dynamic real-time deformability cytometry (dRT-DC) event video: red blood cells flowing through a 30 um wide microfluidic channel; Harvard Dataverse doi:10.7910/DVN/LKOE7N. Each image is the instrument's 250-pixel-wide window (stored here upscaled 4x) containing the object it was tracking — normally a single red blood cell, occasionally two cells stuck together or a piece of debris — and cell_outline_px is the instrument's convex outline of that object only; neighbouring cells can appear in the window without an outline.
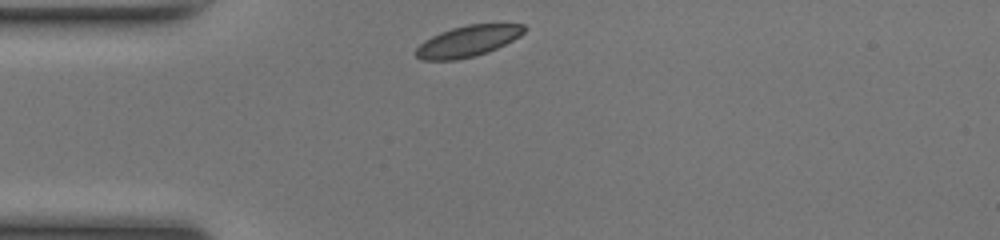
{"species": "common noctule bat (a hibernating species)", "species_latin": "Nyctalus noctula", "temperature_condition": "room temperature", "stored_images_in_passage": 29, "camera_frame_rate_fps": 3000, "um_per_image_px": 0.085, "animal": {"sex": "female", "body_mass_g": 17.0, "forearm_length_mm": 48.0}, "frame": {"image": 1, "passage_image": 1, "time_ms": 0.0, "image_size_px": [1000, 240], "cell_outline_px": [[528, 28], [520, 36], [488, 52], [476, 56], [456, 60], [420, 60], [416, 56], [416, 48], [424, 40], [440, 32], [452, 28], [468, 24], [524, 24]], "centroid_in_image_um": [39.76, 3.5], "position_along_channel_um": 45.2, "area_um2": 19.59}}
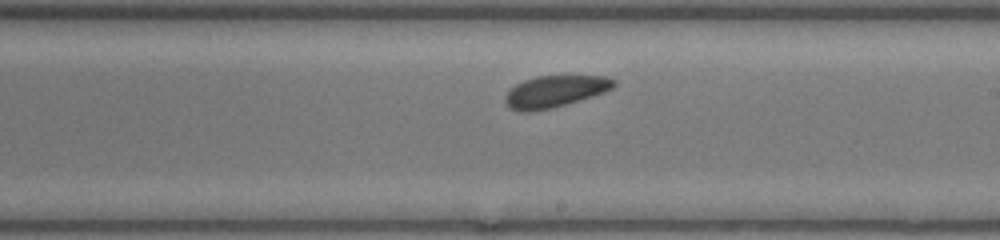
{"frame": {"image": 2, "passage_image": 17, "time_ms": 5.333, "image_size_px": [1000, 240], "cell_outline_px": [[616, 84], [612, 88], [604, 92], [592, 96], [552, 108], [528, 112], [520, 112], [508, 108], [504, 100], [504, 96], [516, 84], [524, 80], [536, 76], [604, 76], [616, 80]], "centroid_in_image_um": [47.14, 7.78], "position_along_channel_um": 241.9, "area_um2": 20.0}}
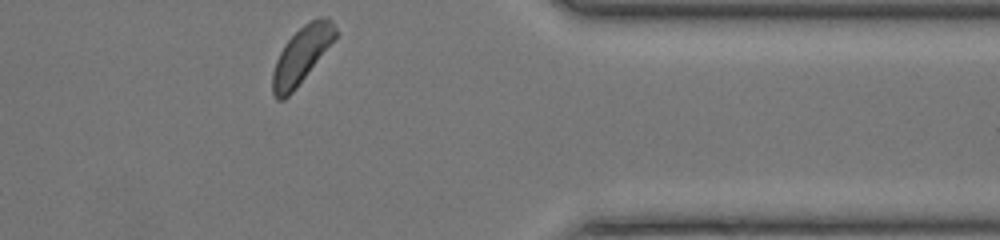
{"frame": {"image": 3, "passage_image": 29, "time_ms": 9.333, "image_size_px": [1000, 240], "cell_outline_px": [[336, 36], [296, 88], [284, 100], [276, 100], [272, 92], [272, 72], [276, 60], [284, 44], [304, 24], [320, 16], [328, 16], [336, 28]], "centroid_in_image_um": [25.59, 4.7], "position_along_channel_um": 385.8, "area_um2": 20.29}, "authors_computed_cell_mechanics": {"area_um2": 19.8832, "velocity_mm_per_s": 4.0418, "shape_relaxation_time_tau1_ms": 1.0212, "shape_relaxation_time_tau2_ms": null, "deformation_change_tau1": 0.0473, "deformation_change_tau2": null}}